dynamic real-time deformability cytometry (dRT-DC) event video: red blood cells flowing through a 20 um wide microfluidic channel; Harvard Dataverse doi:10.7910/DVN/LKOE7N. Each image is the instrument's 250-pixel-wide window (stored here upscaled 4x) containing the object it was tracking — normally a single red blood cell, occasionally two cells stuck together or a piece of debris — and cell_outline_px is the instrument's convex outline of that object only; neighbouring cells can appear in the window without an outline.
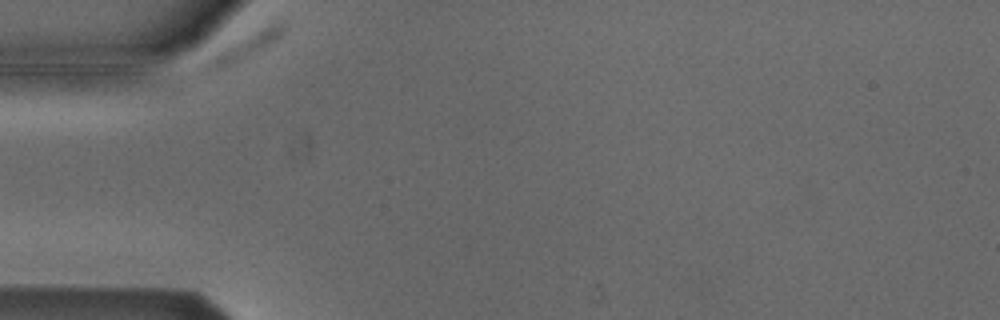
{"species": "Egyptian fruit bat (a non-hibernating species)", "species_latin": "Rousettus aegyptiacus", "temperature_condition": "cold", "stored_images_in_passage": 28, "camera_frame_rate_fps": 3000, "um_per_image_px": 0.085, "animal": {"sex": "male"}, "frame": {"image": 1, "passage_image": 1, "time_ms": 0.0, "image_size_px": [1000, 320], "cell_outline_px": [[284, 32], [276, 40], [264, 48], [216, 72], [184, 76], [180, 76], [184, 72], [196, 64], [268, 24], [284, 20]], "centroid_in_image_um": [20.3, 4.23], "position_along_channel_um": 64.7, "area_um2": 12.54}}